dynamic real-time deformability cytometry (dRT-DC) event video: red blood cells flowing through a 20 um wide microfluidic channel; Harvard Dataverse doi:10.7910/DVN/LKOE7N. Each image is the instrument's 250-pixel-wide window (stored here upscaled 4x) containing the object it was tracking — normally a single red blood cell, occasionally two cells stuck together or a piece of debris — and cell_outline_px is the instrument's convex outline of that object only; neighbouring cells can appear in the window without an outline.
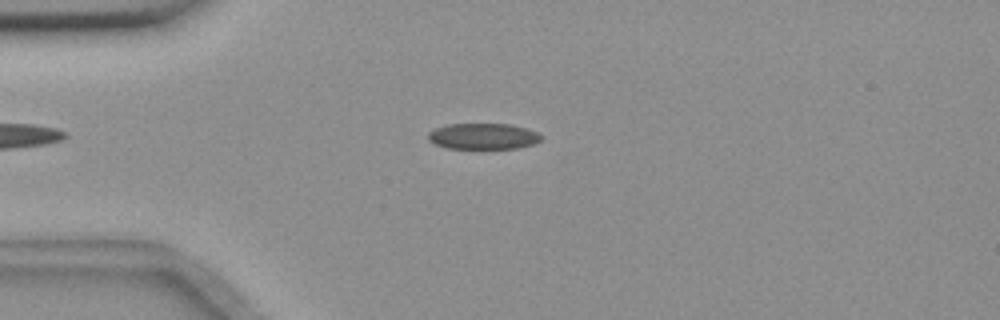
{"species": "common noctule bat (a hibernating species)", "species_latin": "Nyctalus noctula", "temperature_condition": "room temperature", "stored_images_in_passage": 48, "camera_frame_rate_fps": 3000, "um_per_image_px": 0.085, "animal": {"sex": "female", "body_mass_g": 18.4}, "frame": {"image": 1, "passage_image": 7, "time_ms": 2.0, "image_size_px": [1000, 320], "cell_outline_px": [[544, 136], [540, 140], [532, 144], [516, 148], [448, 148], [436, 144], [428, 140], [428, 132], [436, 128], [448, 124], [508, 124], [524, 128], [536, 132]], "centroid_in_image_um": [41.05, 11.58], "position_along_channel_um": 43.9, "area_um2": 16.88}}
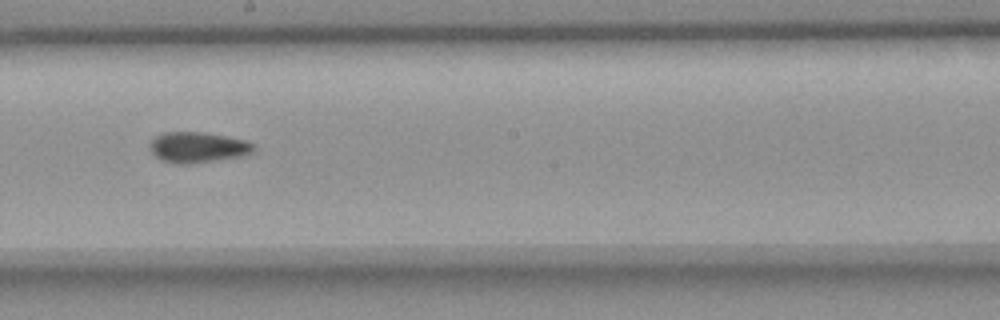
{"frame": {"image": 2, "passage_image": 24, "time_ms": 7.667, "image_size_px": [1000, 320], "cell_outline_px": [[256, 148], [252, 152], [240, 156], [188, 164], [176, 164], [160, 160], [148, 148], [152, 140], [156, 136], [164, 132], [204, 132], [244, 140], [252, 144]], "centroid_in_image_um": [16.76, 12.52], "position_along_channel_um": 231.4, "area_um2": 18.32}}
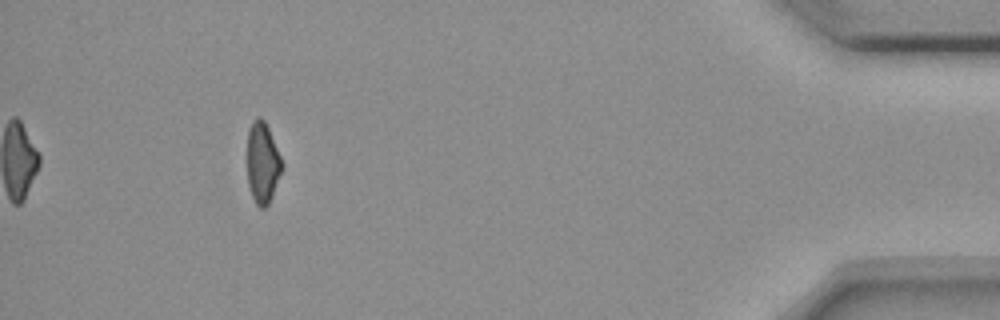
{"frame": {"image": 3, "passage_image": 44, "time_ms": 14.333, "image_size_px": [1000, 320], "cell_outline_px": [[284, 164], [268, 204], [264, 208], [260, 208], [256, 204], [252, 196], [248, 184], [248, 128], [252, 120], [260, 116], [264, 120], [268, 128]], "centroid_in_image_um": [22.31, 13.81], "position_along_channel_um": 412.9, "area_um2": 16.18}, "authors_computed_cell_mechanics": {"area_um2": 17.7157, "velocity_mm_per_s": 3.6635, "shape_relaxation_time_tau1_ms": null, "shape_relaxation_time_tau2_ms": 6.2725, "deformation_change_tau1": null, "deformation_change_tau2": 0.1167}}